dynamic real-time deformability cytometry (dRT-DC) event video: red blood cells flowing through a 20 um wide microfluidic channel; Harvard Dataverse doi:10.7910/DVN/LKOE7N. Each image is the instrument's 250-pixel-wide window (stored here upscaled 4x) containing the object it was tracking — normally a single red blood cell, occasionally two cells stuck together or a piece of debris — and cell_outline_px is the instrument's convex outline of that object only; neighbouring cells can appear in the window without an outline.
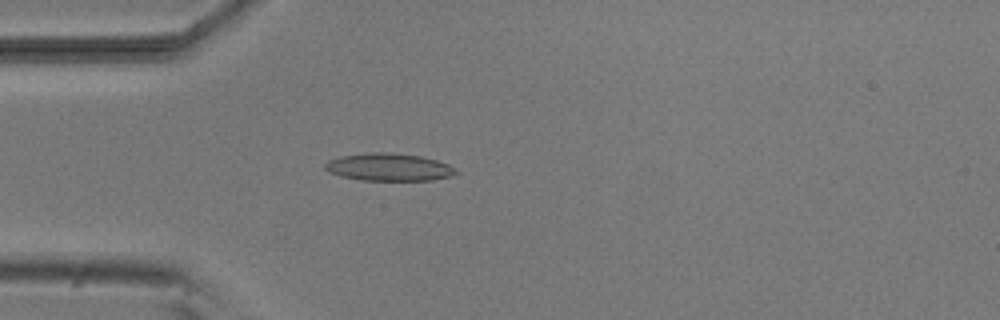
{"species": "common noctule bat (a hibernating species)", "species_latin": "Nyctalus noctula", "temperature_condition": "room temperature", "stored_images_in_passage": 4, "camera_frame_rate_fps": 3000, "um_per_image_px": 0.085, "animal": {"sex": "male", "body_mass_g": 20.5, "forearm_length_mm": 52.5}, "frame": {"image": 1, "passage_image": 4, "time_ms": 4.333, "image_size_px": [1000, 320], "cell_outline_px": [[460, 172], [452, 176], [432, 180], [360, 180], [340, 176], [328, 172], [324, 168], [324, 164], [328, 160], [340, 156], [368, 152], [384, 152], [420, 156], [436, 160], [448, 164], [456, 168]], "centroid_in_image_um": [33.04, 14.21], "position_along_channel_um": 52.0, "area_um2": 21.15}}